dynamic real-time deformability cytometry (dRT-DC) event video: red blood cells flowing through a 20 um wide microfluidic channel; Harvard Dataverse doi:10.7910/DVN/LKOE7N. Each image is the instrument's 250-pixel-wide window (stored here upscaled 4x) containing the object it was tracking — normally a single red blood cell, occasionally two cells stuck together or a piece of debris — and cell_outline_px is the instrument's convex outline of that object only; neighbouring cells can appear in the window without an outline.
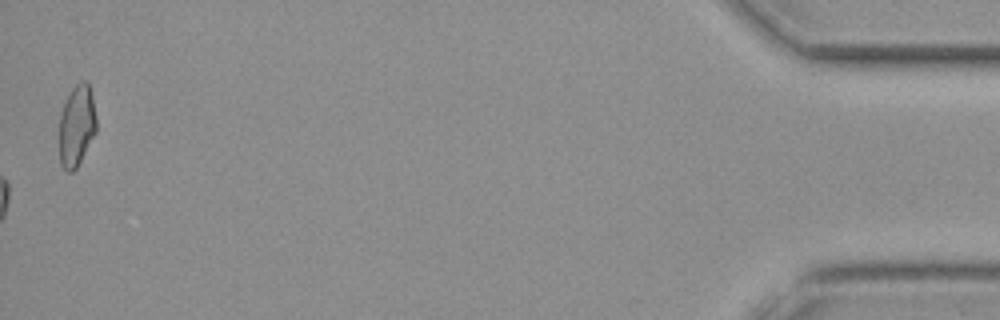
{"species": "common noctule bat (a hibernating species)", "species_latin": "Nyctalus noctula", "temperature_condition": "cold", "stored_images_in_passage": 55, "camera_frame_rate_fps": 3000, "um_per_image_px": 0.085, "animal": {"sex": "female", "body_mass_g": 19.3, "forearm_length_mm": 54.1}, "frame": {"image": 1, "passage_image": 55, "time_ms": 18.0, "image_size_px": [1000, 320], "cell_outline_px": [[96, 132], [76, 168], [72, 172], [68, 172], [60, 164], [60, 116], [64, 104], [72, 88], [80, 80], [88, 80], [92, 96], [96, 116]], "centroid_in_image_um": [6.53, 10.66], "position_along_channel_um": 428.7, "area_um2": 17.46}, "authors_computed_cell_mechanics": {"area_um2": 17.5712, "velocity_mm_per_s": 3.7844, "shape_relaxation_time_tau1_ms": null, "shape_relaxation_time_tau2_ms": 8.4526, "deformation_change_tau1": null, "deformation_change_tau2": 0.1211}}